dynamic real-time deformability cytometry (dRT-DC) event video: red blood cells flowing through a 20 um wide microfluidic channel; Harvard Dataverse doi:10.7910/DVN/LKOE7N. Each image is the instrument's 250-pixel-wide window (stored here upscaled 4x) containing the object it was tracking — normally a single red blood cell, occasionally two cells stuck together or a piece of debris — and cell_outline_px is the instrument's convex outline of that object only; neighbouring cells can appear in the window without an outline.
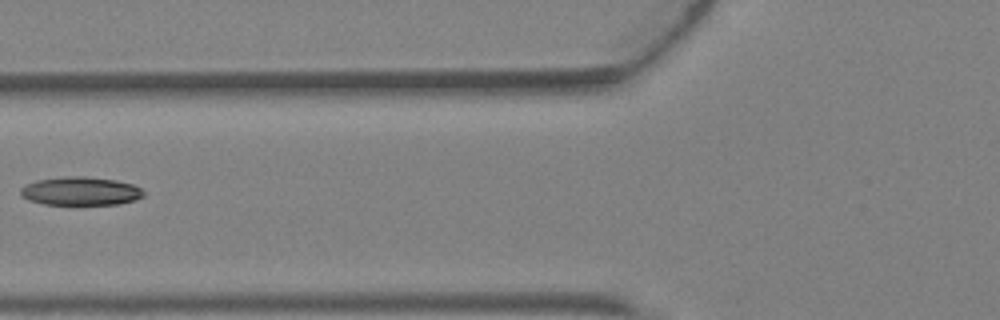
{"species": "Egyptian fruit bat (a non-hibernating species)", "species_latin": "Rousettus aegyptiacus", "temperature_condition": "warm", "stored_images_in_passage": 2, "camera_frame_rate_fps": 3000, "um_per_image_px": 0.085, "animal": {"sex": "female"}, "frame": {"image": 1, "passage_image": 2, "time_ms": 0.333, "image_size_px": [1000, 320], "cell_outline_px": [[148, 192], [144, 196], [136, 200], [120, 204], [44, 204], [28, 200], [20, 192], [20, 188], [36, 180], [68, 176], [84, 176], [116, 180], [132, 184]], "centroid_in_image_um": [6.91, 16.24], "position_along_channel_um": 118.9, "area_um2": 20.4}}